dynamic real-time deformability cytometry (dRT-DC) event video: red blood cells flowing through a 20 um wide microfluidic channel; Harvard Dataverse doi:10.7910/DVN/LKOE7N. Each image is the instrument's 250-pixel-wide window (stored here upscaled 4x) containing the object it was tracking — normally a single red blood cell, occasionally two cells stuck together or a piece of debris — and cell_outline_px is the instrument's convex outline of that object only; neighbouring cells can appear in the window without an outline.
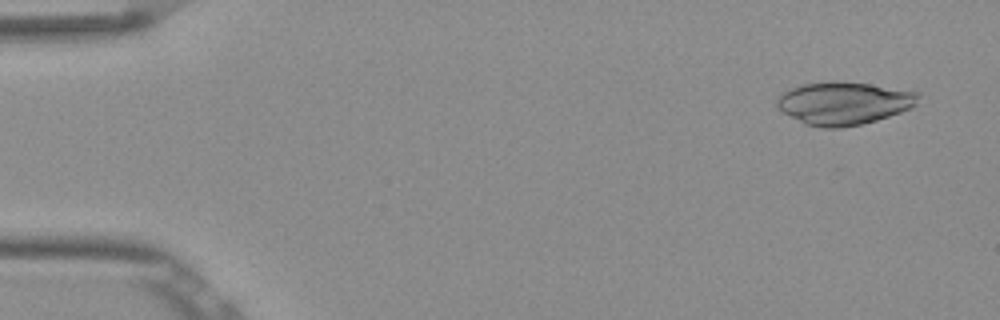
{"species": "Egyptian fruit bat (a non-hibernating species)", "species_latin": "Rousettus aegyptiacus", "temperature_condition": "room temperature", "stored_images_in_passage": 52, "camera_frame_rate_fps": 3000, "um_per_image_px": 0.085, "frame": {"image": 1, "passage_image": 3, "time_ms": 0.667, "image_size_px": [1000, 320], "cell_outline_px": [[920, 96], [916, 104], [912, 108], [876, 120], [860, 124], [836, 128], [820, 128], [804, 124], [776, 108], [776, 100], [788, 88], [804, 84], [832, 80], [836, 80], [868, 84], [920, 92]], "centroid_in_image_um": [71.7, 8.76], "position_along_channel_um": 13.3, "area_um2": 35.37}}